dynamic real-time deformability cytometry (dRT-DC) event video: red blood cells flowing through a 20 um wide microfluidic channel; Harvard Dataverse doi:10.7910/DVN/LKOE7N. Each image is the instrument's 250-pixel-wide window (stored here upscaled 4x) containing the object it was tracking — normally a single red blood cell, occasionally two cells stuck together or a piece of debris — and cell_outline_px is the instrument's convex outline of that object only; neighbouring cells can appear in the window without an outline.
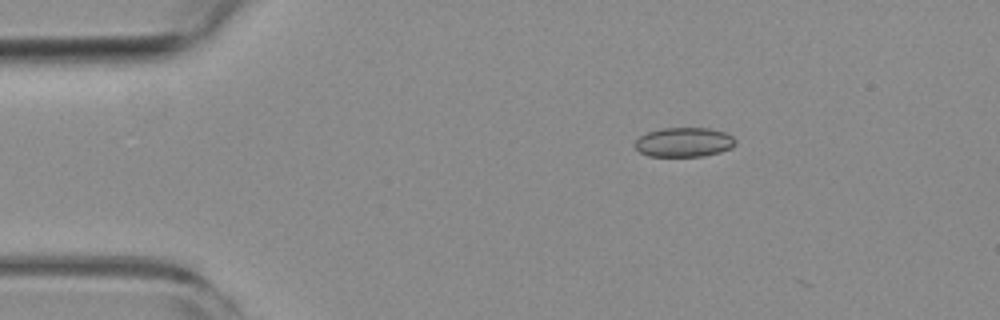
{"species": "common noctule bat (a hibernating species)", "species_latin": "Nyctalus noctula", "temperature_condition": "room temperature", "stored_images_in_passage": 3, "camera_frame_rate_fps": 3000, "um_per_image_px": 0.085, "animal": {"sex": "female", "body_mass_g": 19.3, "forearm_length_mm": 54.1}, "frame": {"image": 1, "passage_image": 1, "time_ms": 0.0, "image_size_px": [1000, 320], "cell_outline_px": [[736, 144], [732, 148], [720, 152], [704, 156], [648, 156], [640, 152], [632, 144], [640, 136], [648, 132], [664, 128], [708, 128], [724, 132], [732, 136], [736, 140]], "centroid_in_image_um": [58.14, 12.09], "position_along_channel_um": 26.9, "area_um2": 17.28}}